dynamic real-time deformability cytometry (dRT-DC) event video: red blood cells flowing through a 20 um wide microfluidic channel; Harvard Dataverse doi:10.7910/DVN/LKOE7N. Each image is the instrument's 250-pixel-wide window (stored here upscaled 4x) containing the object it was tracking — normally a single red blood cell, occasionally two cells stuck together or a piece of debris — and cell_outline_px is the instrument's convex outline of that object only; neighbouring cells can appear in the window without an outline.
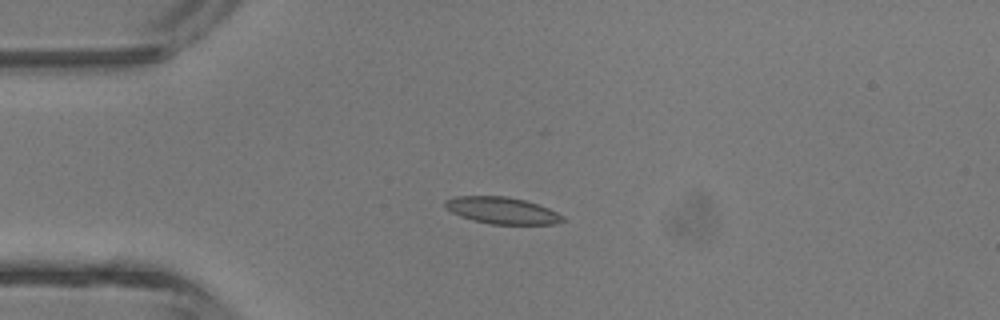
{"species": "common noctule bat (a hibernating species)", "species_latin": "Nyctalus noctula", "temperature_condition": "room temperature", "stored_images_in_passage": 5, "camera_frame_rate_fps": 3000, "um_per_image_px": 0.085, "animal": {"sex": "male", "body_mass_g": 13.3}, "frame": {"image": 1, "passage_image": 4, "time_ms": 3.333, "image_size_px": [1000, 320], "cell_outline_px": [[568, 220], [552, 224], [492, 224], [472, 220], [460, 216], [452, 212], [444, 204], [444, 200], [456, 196], [508, 196], [524, 200], [548, 208], [564, 216]], "centroid_in_image_um": [42.68, 17.89], "position_along_channel_um": 42.3, "area_um2": 18.26}}